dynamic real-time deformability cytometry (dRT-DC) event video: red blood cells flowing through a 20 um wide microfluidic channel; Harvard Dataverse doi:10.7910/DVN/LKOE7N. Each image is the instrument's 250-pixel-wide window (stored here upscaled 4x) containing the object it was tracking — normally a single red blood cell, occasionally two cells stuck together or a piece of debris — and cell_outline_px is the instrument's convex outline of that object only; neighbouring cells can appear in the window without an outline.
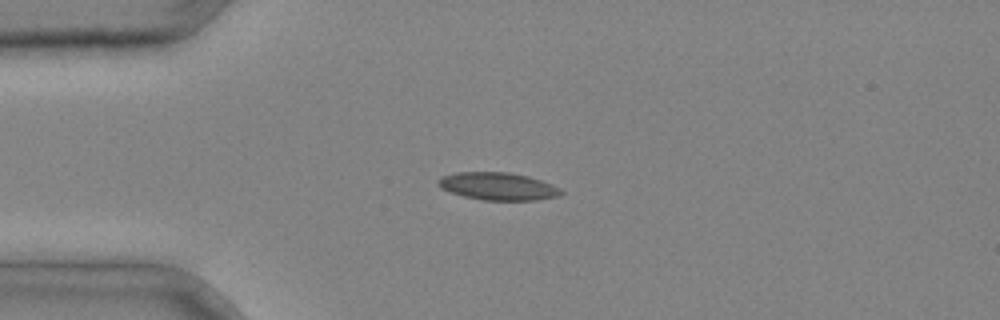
{"species": "common noctule bat (a hibernating species)", "species_latin": "Nyctalus noctula", "temperature_condition": "cold", "stored_images_in_passage": 1, "camera_frame_rate_fps": 3000, "um_per_image_px": 0.085, "animal": {"sex": "male", "body_mass_g": 20.4}, "frame": {"image": 1, "passage_image": 1, "time_ms": 0.0, "image_size_px": [1000, 320], "cell_outline_px": [[564, 192], [560, 196], [536, 200], [484, 200], [464, 196], [440, 188], [436, 184], [436, 180], [440, 176], [456, 172], [508, 172], [528, 176], [552, 184], [560, 188]], "centroid_in_image_um": [42.31, 15.83], "position_along_channel_um": 42.7, "area_um2": 19.88}}